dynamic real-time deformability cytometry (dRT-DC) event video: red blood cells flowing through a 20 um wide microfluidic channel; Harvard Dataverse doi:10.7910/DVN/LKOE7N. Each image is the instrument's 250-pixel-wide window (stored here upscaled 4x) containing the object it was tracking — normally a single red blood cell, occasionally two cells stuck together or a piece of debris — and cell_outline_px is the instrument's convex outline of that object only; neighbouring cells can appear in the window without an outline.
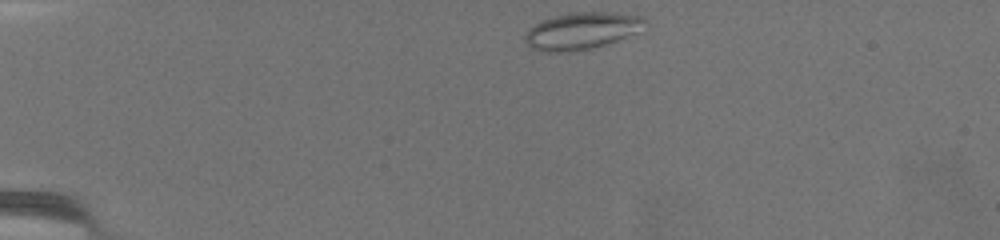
{"species": "common noctule bat (a hibernating species)", "species_latin": "Nyctalus noctula", "temperature_condition": "warm", "stored_images_in_passage": 47, "camera_frame_rate_fps": 3000, "um_per_image_px": 0.085, "animal": {"sex": "female", "body_mass_g": 19.5, "forearm_length_mm": 54.1}, "frame": {"image": 1, "passage_image": 1, "time_ms": 0.0, "image_size_px": [1000, 240], "cell_outline_px": [[648, 20], [640, 32], [592, 48], [568, 52], [544, 52], [532, 48], [524, 40], [524, 36], [528, 28], [540, 20], [572, 12], [604, 12], [644, 16]], "centroid_in_image_um": [49.44, 2.62], "position_along_channel_um": 35.6, "area_um2": 25.89}}
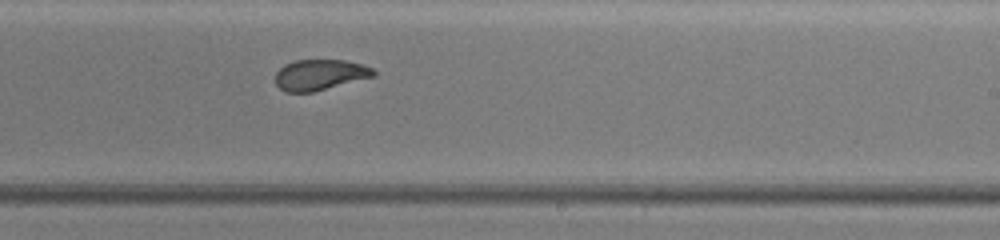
{"frame": {"image": 2, "passage_image": 31, "time_ms": 10.0, "image_size_px": [1000, 240], "cell_outline_px": [[376, 76], [312, 92], [284, 92], [276, 84], [276, 72], [284, 64], [296, 60], [344, 60], [364, 64], [372, 68], [376, 72]], "centroid_in_image_um": [27.21, 6.35], "position_along_channel_um": 261.8, "area_um2": 17.63}}
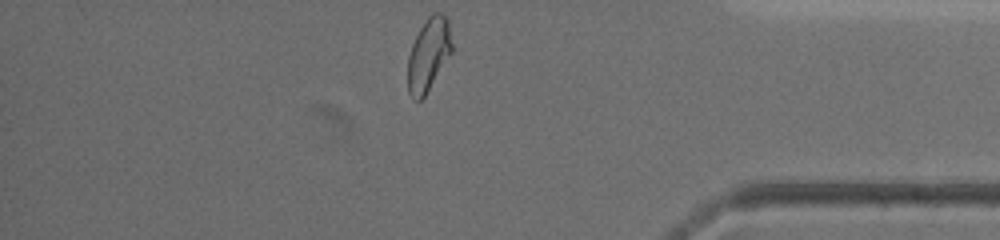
{"frame": {"image": 3, "passage_image": 47, "time_ms": 15.333, "image_size_px": [1000, 240], "cell_outline_px": [[452, 52], [424, 96], [420, 100], [416, 100], [408, 92], [408, 56], [412, 44], [420, 28], [428, 16], [432, 12], [440, 12], [448, 20], [452, 44]], "centroid_in_image_um": [36.42, 4.6], "position_along_channel_um": 398.8, "area_um2": 18.5}, "authors_computed_cell_mechanics": {"area_um2": 18.785, "velocity_mm_per_s": 2.9734, "shape_relaxation_time_tau1_ms": null, "shape_relaxation_time_tau2_ms": 1.2971, "deformation_change_tau1": null, "deformation_change_tau2": 0.0758}}